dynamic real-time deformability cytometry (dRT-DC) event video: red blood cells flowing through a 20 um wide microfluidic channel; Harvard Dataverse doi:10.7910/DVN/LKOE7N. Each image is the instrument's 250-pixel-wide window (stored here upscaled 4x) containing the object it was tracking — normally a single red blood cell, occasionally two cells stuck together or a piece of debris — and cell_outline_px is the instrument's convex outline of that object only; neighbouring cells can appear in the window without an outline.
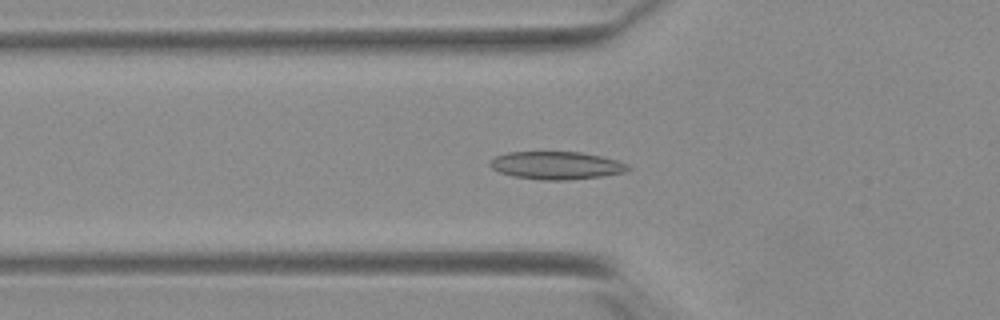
{"species": "Egyptian fruit bat (a non-hibernating species)", "species_latin": "Rousettus aegyptiacus", "temperature_condition": "warm", "stored_images_in_passage": 42, "camera_frame_rate_fps": 3000, "um_per_image_px": 0.085, "animal": {"sex": "female"}, "frame": {"image": 1, "passage_image": 8, "time_ms": 2.333, "image_size_px": [1000, 320], "cell_outline_px": [[632, 168], [624, 172], [604, 176], [568, 180], [540, 180], [512, 176], [500, 172], [492, 168], [488, 164], [496, 156], [508, 152], [580, 152], [600, 156], [616, 160], [628, 164]], "centroid_in_image_um": [47.3, 14.07], "position_along_channel_um": 78.5, "area_um2": 22.37}}
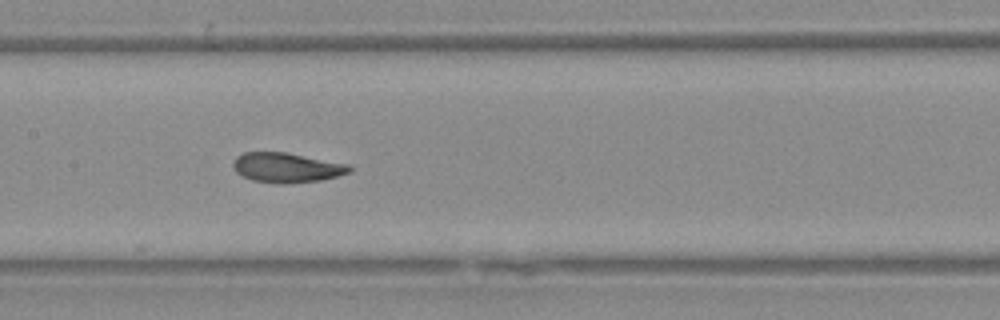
{"frame": {"image": 2, "passage_image": 16, "time_ms": 5.0, "image_size_px": [1000, 320], "cell_outline_px": [[352, 172], [320, 180], [284, 184], [280, 184], [252, 180], [236, 172], [232, 164], [236, 156], [244, 152], [284, 152], [348, 164], [352, 168]], "centroid_in_image_um": [24.35, 14.25], "position_along_channel_um": 183.0, "area_um2": 20.06}}
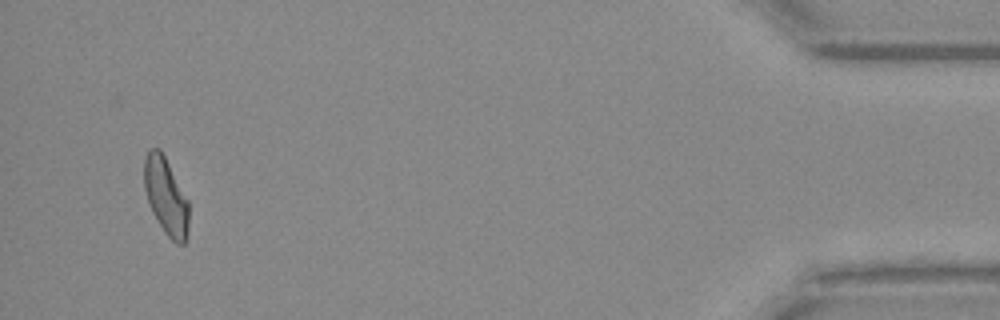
{"frame": {"image": 3, "passage_image": 40, "time_ms": 13.0, "image_size_px": [1000, 320], "cell_outline_px": [[188, 236], [184, 244], [176, 244], [164, 232], [152, 212], [148, 204], [144, 188], [144, 160], [148, 148], [160, 148], [188, 200]], "centroid_in_image_um": [14.09, 16.69], "position_along_channel_um": 421.1, "area_um2": 20.11}}